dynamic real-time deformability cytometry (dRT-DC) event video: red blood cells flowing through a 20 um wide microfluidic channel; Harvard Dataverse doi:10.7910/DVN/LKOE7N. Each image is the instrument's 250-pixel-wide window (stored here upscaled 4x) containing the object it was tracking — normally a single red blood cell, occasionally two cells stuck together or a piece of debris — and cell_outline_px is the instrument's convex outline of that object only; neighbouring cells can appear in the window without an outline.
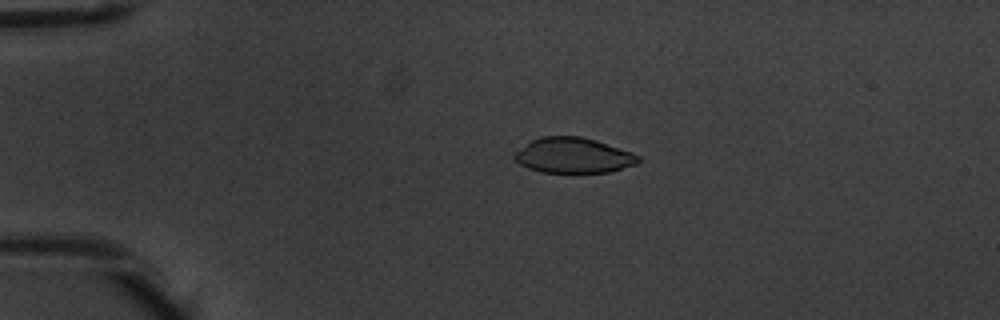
{"species": "common noctule bat (a hibernating species)", "species_latin": "Nyctalus noctula", "temperature_condition": "warm", "stored_images_in_passage": 2, "camera_frame_rate_fps": 3000, "um_per_image_px": 0.085, "animal": {"sex": "male", "body_mass_g": 20.1, "forearm_length_mm": 53.5}, "frame": {"image": 1, "passage_image": 1, "time_ms": 0.0, "image_size_px": [1000, 320], "cell_outline_px": [[640, 160], [636, 164], [608, 172], [540, 172], [528, 168], [520, 164], [512, 156], [512, 152], [528, 140], [540, 136], [580, 136], [596, 140], [632, 152], [640, 156]], "centroid_in_image_um": [48.66, 13.19], "position_along_channel_um": 36.3, "area_um2": 25.78}}
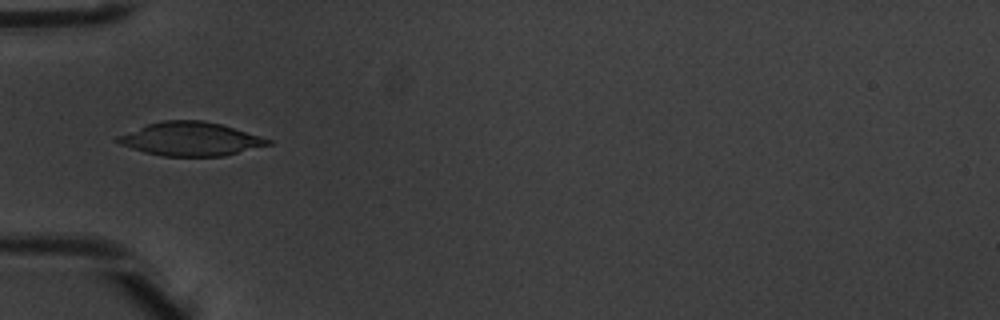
{"frame": {"image": 2, "passage_image": 2, "time_ms": 0.333, "image_size_px": [1000, 320], "cell_outline_px": [[272, 144], [224, 156], [164, 156], [144, 152], [120, 144], [112, 140], [116, 136], [148, 124], [164, 120], [204, 120], [220, 124], [260, 136], [272, 140]], "centroid_in_image_um": [16.18, 11.81], "position_along_channel_um": 68.8, "area_um2": 29.3}}